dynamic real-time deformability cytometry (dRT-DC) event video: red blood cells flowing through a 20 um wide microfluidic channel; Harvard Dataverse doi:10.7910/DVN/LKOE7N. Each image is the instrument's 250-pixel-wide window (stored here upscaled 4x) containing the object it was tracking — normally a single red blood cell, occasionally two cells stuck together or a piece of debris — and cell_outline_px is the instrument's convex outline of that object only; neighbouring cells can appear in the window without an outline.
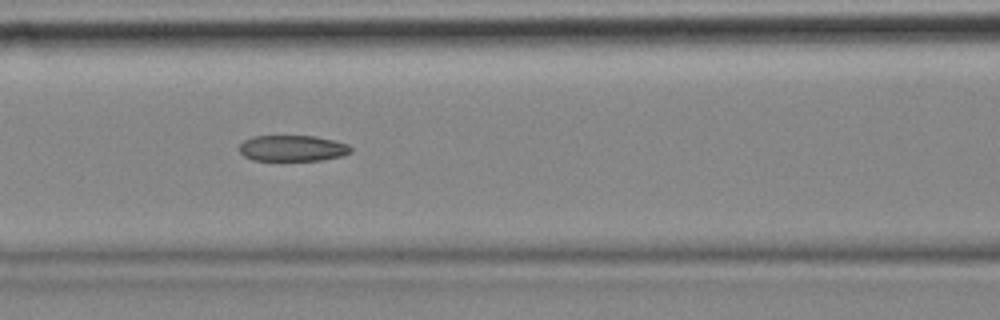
{"species": "common noctule bat (a hibernating species)", "species_latin": "Nyctalus noctula", "temperature_condition": "cold", "stored_images_in_passage": 6, "camera_frame_rate_fps": 3000, "um_per_image_px": 0.085, "animal": {"sex": "female", "body_mass_g": 18.4}, "frame": {"image": 1, "passage_image": 5, "time_ms": 1.333, "image_size_px": [1000, 320], "cell_outline_px": [[352, 152], [340, 156], [320, 160], [252, 160], [244, 156], [240, 152], [240, 144], [244, 140], [252, 136], [316, 136], [348, 144], [352, 148]], "centroid_in_image_um": [24.85, 12.59], "position_along_channel_um": 141.7, "area_um2": 16.82}}